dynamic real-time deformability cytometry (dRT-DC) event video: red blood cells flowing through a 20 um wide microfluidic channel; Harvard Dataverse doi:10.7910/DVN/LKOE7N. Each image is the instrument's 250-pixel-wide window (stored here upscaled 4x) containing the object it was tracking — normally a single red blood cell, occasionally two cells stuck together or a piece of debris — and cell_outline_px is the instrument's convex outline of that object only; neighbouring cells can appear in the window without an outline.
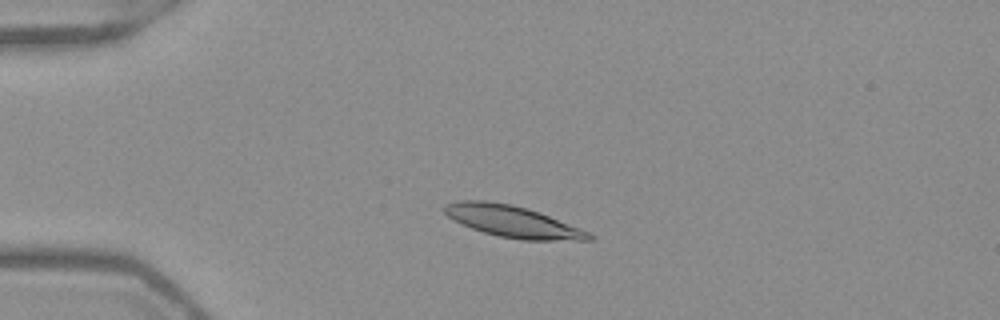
{"species": "Egyptian fruit bat (a non-hibernating species)", "species_latin": "Rousettus aegyptiacus", "temperature_condition": "warm", "stored_images_in_passage": 50, "camera_frame_rate_fps": 3000, "um_per_image_px": 0.085, "frame": {"image": 1, "passage_image": 11, "time_ms": 3.333, "image_size_px": [1000, 320], "cell_outline_px": [[596, 240], [520, 240], [500, 236], [484, 232], [460, 224], [452, 220], [440, 208], [444, 204], [460, 200], [484, 200], [512, 204], [528, 208], [540, 212], [580, 228], [596, 236]], "centroid_in_image_um": [43.55, 18.81], "position_along_channel_um": 41.4, "area_um2": 26.88}}
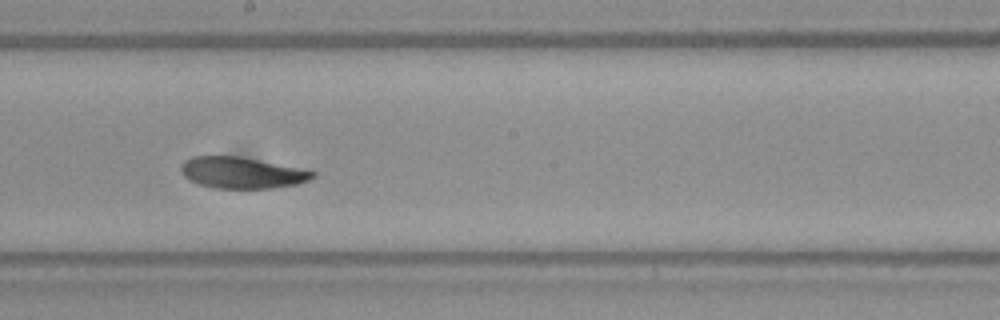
{"frame": {"image": 2, "passage_image": 28, "time_ms": 9.0, "image_size_px": [1000, 320], "cell_outline_px": [[316, 176], [308, 180], [296, 184], [272, 188], [212, 188], [200, 184], [184, 176], [180, 168], [180, 164], [184, 160], [192, 156], [240, 156], [312, 168], [316, 172]], "centroid_in_image_um": [20.66, 14.65], "position_along_channel_um": 227.5, "area_um2": 24.62}}
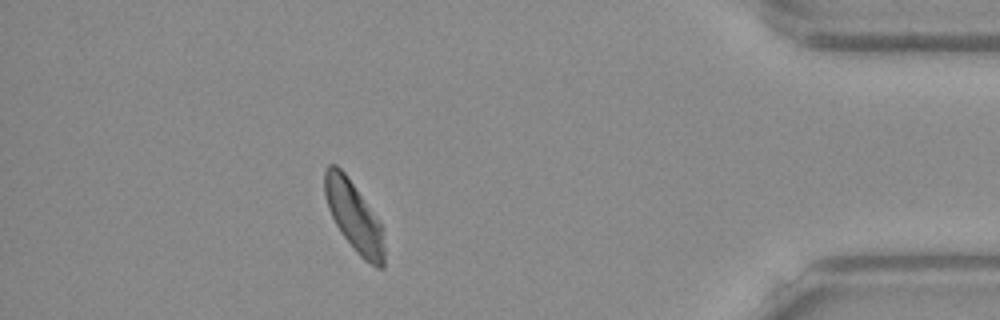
{"frame": {"image": 3, "passage_image": 45, "time_ms": 14.667, "image_size_px": [1000, 320], "cell_outline_px": [[384, 268], [376, 268], [364, 260], [356, 252], [340, 232], [328, 208], [324, 196], [324, 172], [328, 164], [336, 164], [344, 172], [380, 220], [384, 248]], "centroid_in_image_um": [30.08, 18.4], "position_along_channel_um": 405.1, "area_um2": 24.28}, "authors_computed_cell_mechanics": {"area_um2": 25.3742, "velocity_mm_per_s": 3.884, "shape_relaxation_time_tau1_ms": 5.8036, "shape_relaxation_time_tau2_ms": 4.2116, "deformation_change_tau1": 0.168, "deformation_change_tau2": 0.0713}}